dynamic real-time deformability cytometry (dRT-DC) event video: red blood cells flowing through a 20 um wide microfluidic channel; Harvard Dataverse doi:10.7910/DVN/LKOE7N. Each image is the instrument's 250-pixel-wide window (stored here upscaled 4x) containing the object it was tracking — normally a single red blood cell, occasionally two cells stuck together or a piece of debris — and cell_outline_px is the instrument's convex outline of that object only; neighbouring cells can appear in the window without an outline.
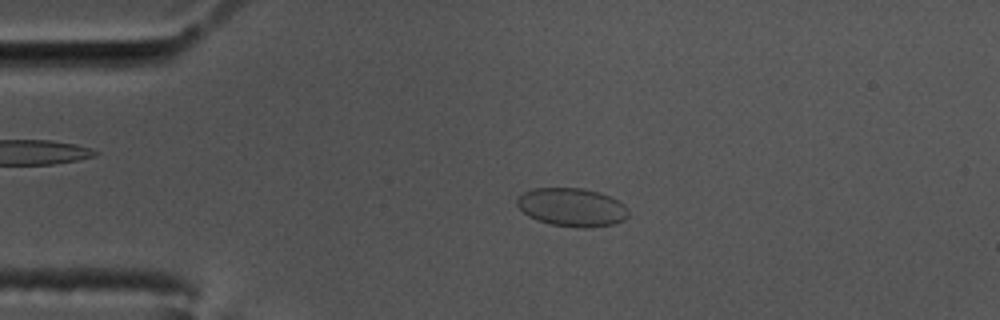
{"species": "common noctule bat (a hibernating species)", "species_latin": "Nyctalus noctula", "temperature_condition": "cold", "stored_images_in_passage": 48, "camera_frame_rate_fps": 3000, "um_per_image_px": 0.085, "animal": {"sex": "male", "body_mass_g": 17.5, "forearm_length_mm": 52.3}, "frame": {"image": 1, "passage_image": 3, "time_ms": 0.667, "image_size_px": [1000, 320], "cell_outline_px": [[628, 216], [624, 220], [612, 224], [588, 228], [576, 228], [552, 224], [536, 220], [528, 216], [516, 204], [516, 200], [524, 192], [532, 188], [584, 188], [600, 192], [624, 204], [628, 212]], "centroid_in_image_um": [48.6, 17.62], "position_along_channel_um": 36.4, "area_um2": 24.91}}
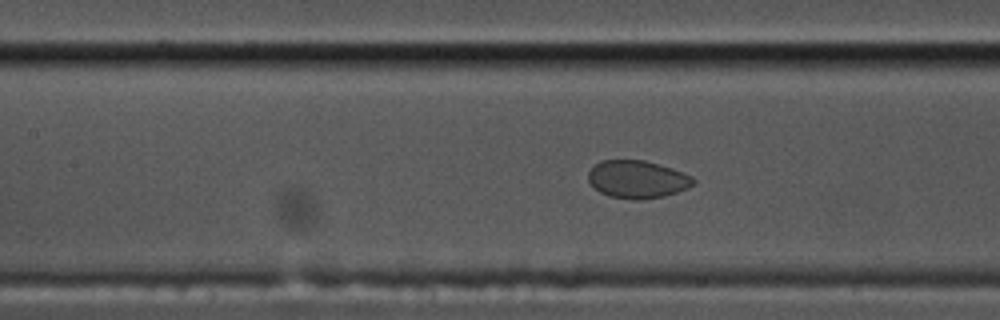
{"frame": {"image": 2, "passage_image": 16, "time_ms": 5.0, "image_size_px": [1000, 320], "cell_outline_px": [[696, 180], [688, 188], [664, 196], [640, 200], [632, 200], [612, 196], [600, 192], [588, 180], [588, 172], [600, 160], [644, 160], [672, 168], [692, 176]], "centroid_in_image_um": [54.18, 15.24], "position_along_channel_um": 153.2, "area_um2": 22.95}}
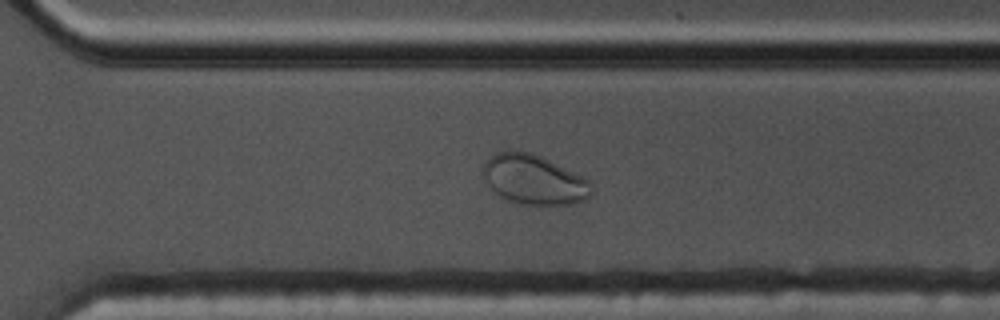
{"frame": {"image": 3, "passage_image": 31, "time_ms": 10.0, "image_size_px": [1000, 320], "cell_outline_px": [[592, 192], [584, 200], [568, 204], [520, 204], [508, 200], [500, 196], [488, 184], [484, 176], [484, 160], [496, 152], [508, 148], [512, 148], [528, 152], [540, 156], [584, 176], [592, 184]], "centroid_in_image_um": [45.37, 15.23], "position_along_channel_um": 325.2, "area_um2": 31.39}}